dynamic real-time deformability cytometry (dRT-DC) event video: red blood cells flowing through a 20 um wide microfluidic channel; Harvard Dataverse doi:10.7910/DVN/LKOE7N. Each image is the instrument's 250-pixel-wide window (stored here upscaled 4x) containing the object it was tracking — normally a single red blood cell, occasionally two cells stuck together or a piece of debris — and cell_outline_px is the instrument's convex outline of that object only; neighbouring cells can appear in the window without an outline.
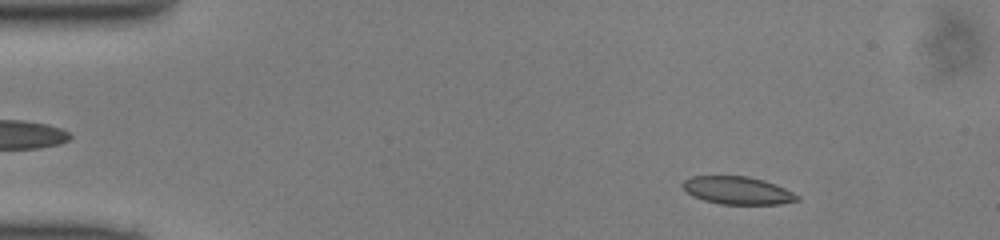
{"species": "common noctule bat (a hibernating species)", "species_latin": "Nyctalus noctula", "temperature_condition": "cold", "stored_images_in_passage": 48, "camera_frame_rate_fps": 3000, "um_per_image_px": 0.085, "animal": {"sex": "male", "body_mass_g": 13.0, "forearm_length_mm": 53.1}, "frame": {"image": 1, "passage_image": 6, "time_ms": 1.667, "image_size_px": [1000, 240], "cell_outline_px": [[800, 200], [780, 204], [720, 204], [704, 200], [692, 196], [680, 184], [684, 180], [692, 176], [748, 176], [764, 180], [776, 184], [800, 196]], "centroid_in_image_um": [62.7, 16.19], "position_along_channel_um": 22.3, "area_um2": 18.55}}
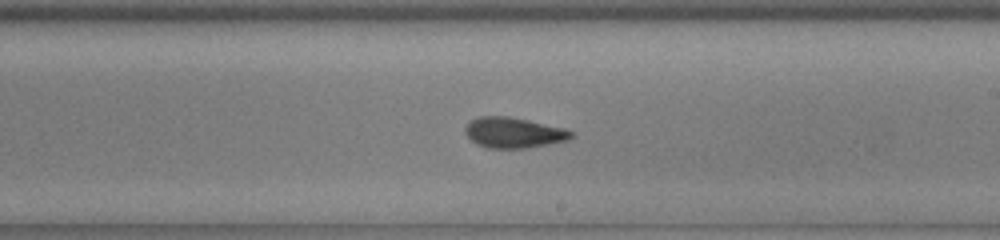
{"frame": {"image": 2, "passage_image": 28, "time_ms": 9.0, "image_size_px": [1000, 240], "cell_outline_px": [[576, 136], [568, 140], [524, 148], [488, 148], [476, 144], [464, 132], [464, 128], [472, 120], [480, 116], [508, 116], [528, 120], [564, 128], [572, 132]], "centroid_in_image_um": [43.66, 11.27], "position_along_channel_um": 245.3, "area_um2": 18.73}}
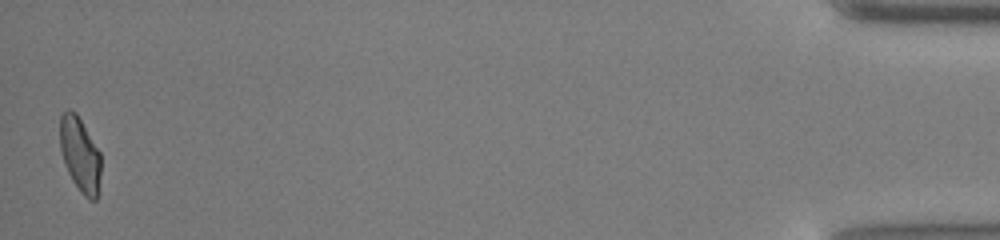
{"frame": {"image": 3, "passage_image": 48, "time_ms": 15.667, "image_size_px": [1000, 240], "cell_outline_px": [[100, 176], [96, 200], [88, 200], [80, 192], [72, 180], [68, 172], [60, 148], [60, 116], [68, 108], [76, 112], [100, 152]], "centroid_in_image_um": [6.8, 13.13], "position_along_channel_um": 428.4, "area_um2": 17.69}}